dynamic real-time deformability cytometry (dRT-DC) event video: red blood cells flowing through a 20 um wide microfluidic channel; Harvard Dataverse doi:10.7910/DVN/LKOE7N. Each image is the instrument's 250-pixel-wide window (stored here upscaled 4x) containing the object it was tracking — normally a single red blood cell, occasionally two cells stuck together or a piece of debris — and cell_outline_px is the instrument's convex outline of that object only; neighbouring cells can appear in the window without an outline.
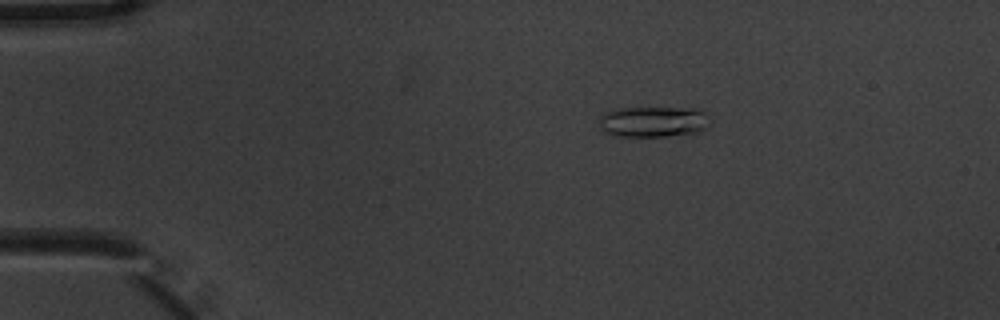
{"species": "common noctule bat (a hibernating species)", "species_latin": "Nyctalus noctula", "temperature_condition": "warm", "stored_images_in_passage": 5, "camera_frame_rate_fps": 3000, "um_per_image_px": 0.085, "animal": {"sex": "male", "body_mass_g": 20.1, "forearm_length_mm": 53.5}, "frame": {"image": 1, "passage_image": 4, "time_ms": 1.0, "image_size_px": [1000, 320], "cell_outline_px": [[712, 120], [700, 132], [664, 136], [612, 136], [604, 132], [600, 128], [600, 116], [604, 112], [620, 108], [700, 108]], "centroid_in_image_um": [55.54, 10.34], "position_along_channel_um": 29.5, "area_um2": 20.06}}